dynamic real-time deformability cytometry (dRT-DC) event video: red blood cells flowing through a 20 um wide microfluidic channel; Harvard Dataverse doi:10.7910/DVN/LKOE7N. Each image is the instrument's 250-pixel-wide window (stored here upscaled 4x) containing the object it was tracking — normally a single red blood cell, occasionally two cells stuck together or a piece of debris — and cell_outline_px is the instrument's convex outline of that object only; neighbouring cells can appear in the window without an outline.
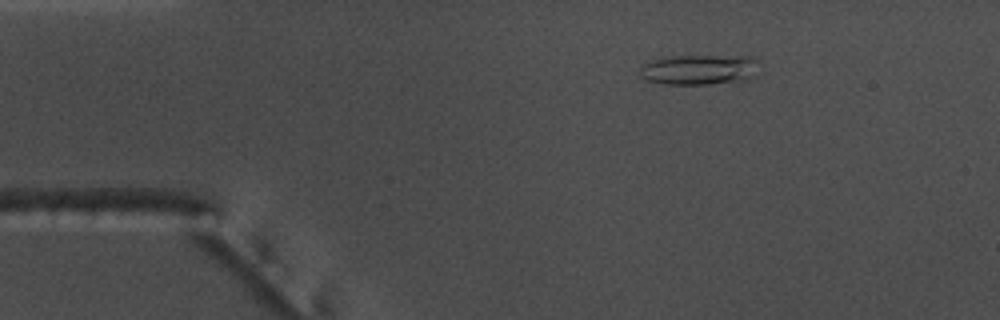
{"species": "common noctule bat (a hibernating species)", "species_latin": "Nyctalus noctula", "temperature_condition": "warm", "stored_images_in_passage": 47, "camera_frame_rate_fps": 3000, "um_per_image_px": 0.085, "animal": {"sex": "male", "body_mass_g": 17.5, "forearm_length_mm": 52.3}, "frame": {"image": 1, "passage_image": 2, "time_ms": 0.333, "image_size_px": [1000, 320], "cell_outline_px": [[756, 76], [748, 80], [708, 84], [664, 84], [644, 80], [640, 76], [640, 68], [644, 64], [652, 60], [664, 56], [752, 56], [756, 60]], "centroid_in_image_um": [59.41, 5.92], "position_along_channel_um": 25.6, "area_um2": 21.21}}
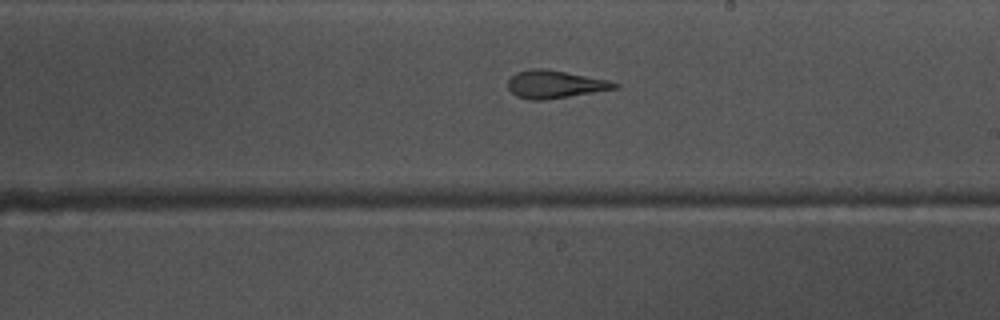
{"frame": {"image": 2, "passage_image": 24, "time_ms": 7.667, "image_size_px": [1000, 320], "cell_outline_px": [[620, 84], [616, 88], [568, 96], [540, 100], [532, 100], [516, 96], [508, 88], [508, 80], [516, 72], [532, 68], [544, 68], [608, 80]], "centroid_in_image_um": [47.12, 7.15], "position_along_channel_um": 241.9, "area_um2": 16.94}}
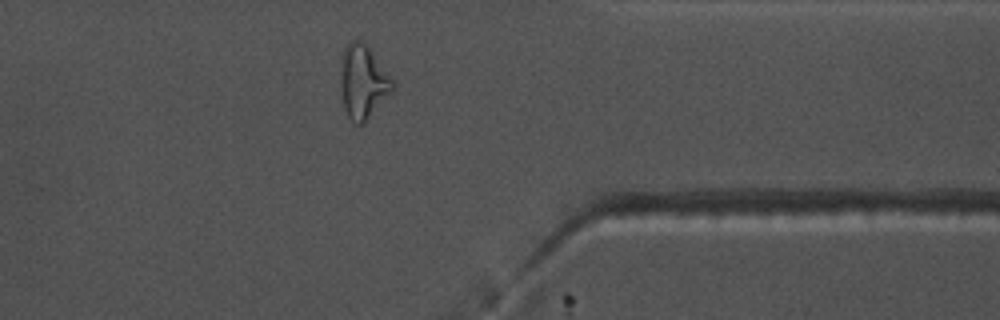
{"frame": {"image": 3, "passage_image": 36, "time_ms": 11.667, "image_size_px": [1000, 320], "cell_outline_px": [[396, 88], [364, 124], [356, 124], [348, 116], [344, 108], [344, 48], [348, 40], [360, 40], [368, 48], [396, 84]], "centroid_in_image_um": [30.94, 7.01], "position_along_channel_um": 380.5, "area_um2": 21.21}, "authors_computed_cell_mechanics": {"area_um2": 17.8602, "velocity_mm_per_s": 3.7587, "shape_relaxation_time_tau1_ms": null, "shape_relaxation_time_tau2_ms": 1.8945, "deformation_change_tau1": null, "deformation_change_tau2": 0.1087}}